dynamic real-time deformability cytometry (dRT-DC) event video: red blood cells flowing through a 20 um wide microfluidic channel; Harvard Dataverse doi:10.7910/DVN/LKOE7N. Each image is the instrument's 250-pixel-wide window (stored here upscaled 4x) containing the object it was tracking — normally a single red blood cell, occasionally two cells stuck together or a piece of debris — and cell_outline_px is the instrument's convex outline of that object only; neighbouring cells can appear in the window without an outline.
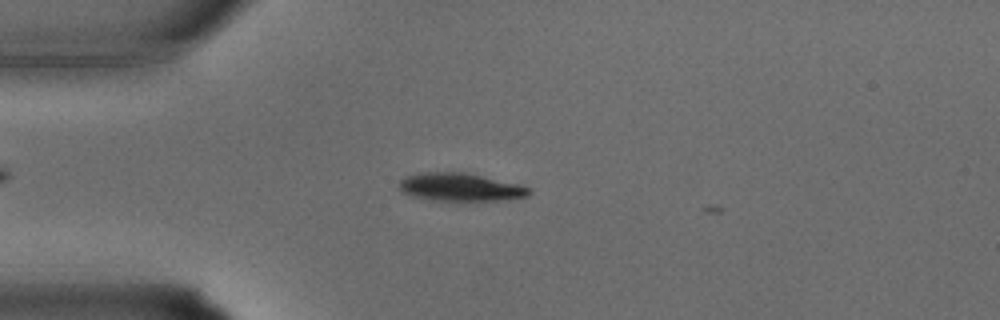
{"species": "common noctule bat (a hibernating species)", "species_latin": "Nyctalus noctula", "temperature_condition": "warm", "stored_images_in_passage": 3, "camera_frame_rate_fps": 3000, "um_per_image_px": 0.085, "animal": {"sex": "male", "body_mass_g": 15.6}, "frame": {"image": 1, "passage_image": 2, "time_ms": 0.333, "image_size_px": [1000, 320], "cell_outline_px": [[532, 192], [528, 196], [496, 200], [432, 200], [416, 196], [404, 192], [400, 188], [400, 180], [408, 176], [420, 172], [464, 172], [520, 184], [528, 188]], "centroid_in_image_um": [39.15, 15.89], "position_along_channel_um": 45.8, "area_um2": 20.75}}